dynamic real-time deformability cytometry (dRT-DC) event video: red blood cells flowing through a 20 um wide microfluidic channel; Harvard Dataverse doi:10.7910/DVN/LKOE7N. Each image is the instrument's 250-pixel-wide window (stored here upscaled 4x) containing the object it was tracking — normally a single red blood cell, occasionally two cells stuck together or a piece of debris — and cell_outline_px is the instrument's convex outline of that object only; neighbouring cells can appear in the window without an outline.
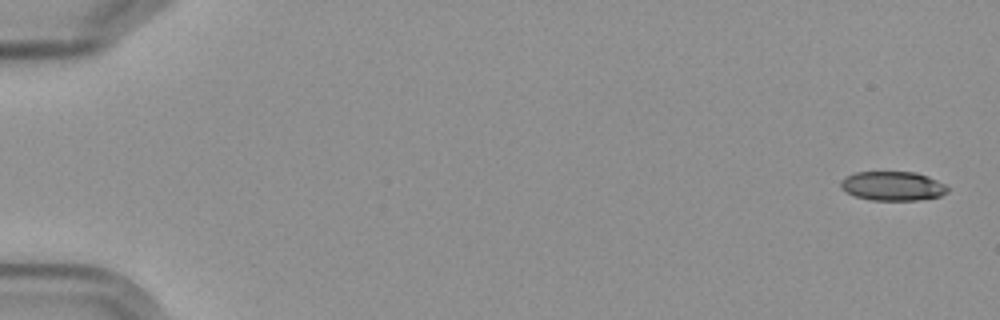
{"species": "Egyptian fruit bat (a non-hibernating species)", "species_latin": "Rousettus aegyptiacus", "temperature_condition": "cold", "stored_images_in_passage": 6, "camera_frame_rate_fps": 3000, "um_per_image_px": 0.085, "frame": {"image": 1, "passage_image": 1, "time_ms": 0.0, "image_size_px": [1000, 320], "cell_outline_px": [[948, 192], [940, 196], [920, 200], [872, 200], [856, 196], [840, 188], [840, 180], [844, 176], [856, 172], [916, 172], [928, 176], [944, 184], [948, 188]], "centroid_in_image_um": [75.86, 15.8], "position_along_channel_um": 9.1, "area_um2": 18.21}}